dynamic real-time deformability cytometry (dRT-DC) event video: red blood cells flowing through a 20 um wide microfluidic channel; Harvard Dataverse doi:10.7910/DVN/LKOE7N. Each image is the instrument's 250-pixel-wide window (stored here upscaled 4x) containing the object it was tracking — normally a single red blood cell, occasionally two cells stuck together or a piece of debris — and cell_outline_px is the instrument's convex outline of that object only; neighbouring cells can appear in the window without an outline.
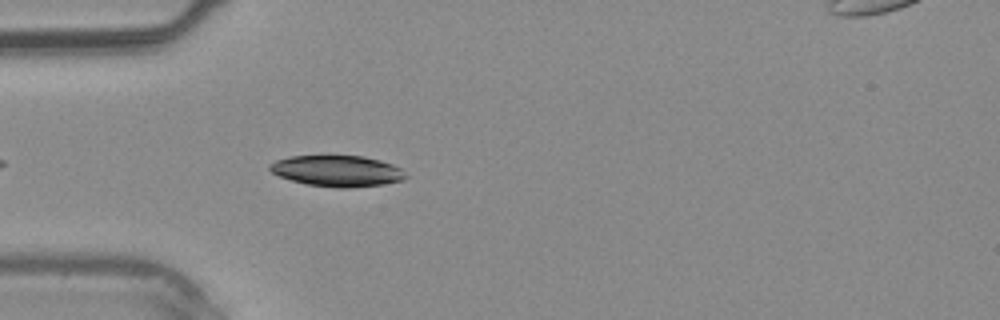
{"species": "common noctule bat (a hibernating species)", "species_latin": "Nyctalus noctula", "temperature_condition": "warm", "stored_images_in_passage": 21, "camera_frame_rate_fps": 3000, "um_per_image_px": 0.085, "animal": {"sex": "male", "body_mass_g": 20.4}, "frame": {"image": 1, "passage_image": 4, "time_ms": 1.0, "image_size_px": [1000, 320], "cell_outline_px": [[408, 176], [404, 180], [384, 184], [352, 188], [340, 188], [308, 184], [292, 180], [280, 176], [272, 172], [268, 168], [268, 164], [276, 160], [288, 156], [364, 156], [380, 160], [392, 164], [400, 168]], "centroid_in_image_um": [28.68, 14.53], "position_along_channel_um": 56.3, "area_um2": 24.62}}